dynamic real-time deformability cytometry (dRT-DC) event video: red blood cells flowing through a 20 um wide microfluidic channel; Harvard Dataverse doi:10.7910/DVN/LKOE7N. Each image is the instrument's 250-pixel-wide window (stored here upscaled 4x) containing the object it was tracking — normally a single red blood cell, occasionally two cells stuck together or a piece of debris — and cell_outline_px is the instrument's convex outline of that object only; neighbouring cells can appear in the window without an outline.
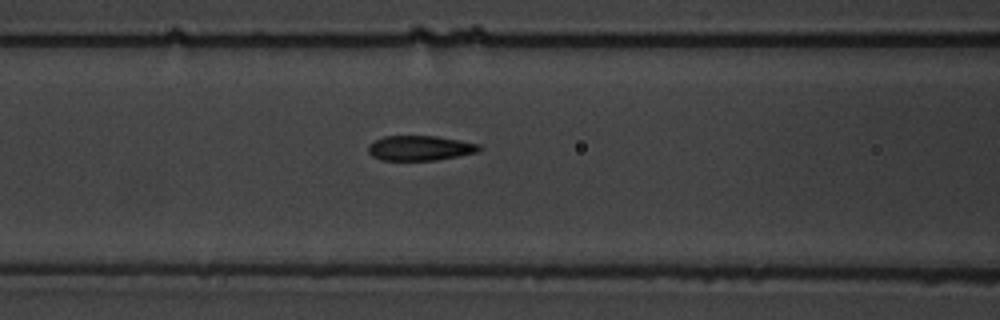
{"species": "common noctule bat (a hibernating species)", "species_latin": "Nyctalus noctula", "temperature_condition": "warm", "stored_images_in_passage": 6, "camera_frame_rate_fps": 3000, "um_per_image_px": 0.085, "animal": {"sex": "male", "body_mass_g": 19.5, "forearm_length_mm": 54.6}, "frame": {"image": 1, "passage_image": 6, "time_ms": 6.667, "image_size_px": [1000, 320], "cell_outline_px": [[484, 148], [476, 152], [436, 160], [380, 160], [372, 156], [368, 152], [368, 144], [384, 136], [436, 136], [460, 140], [480, 144]], "centroid_in_image_um": [35.69, 12.58], "position_along_channel_um": 130.9, "area_um2": 16.13}}